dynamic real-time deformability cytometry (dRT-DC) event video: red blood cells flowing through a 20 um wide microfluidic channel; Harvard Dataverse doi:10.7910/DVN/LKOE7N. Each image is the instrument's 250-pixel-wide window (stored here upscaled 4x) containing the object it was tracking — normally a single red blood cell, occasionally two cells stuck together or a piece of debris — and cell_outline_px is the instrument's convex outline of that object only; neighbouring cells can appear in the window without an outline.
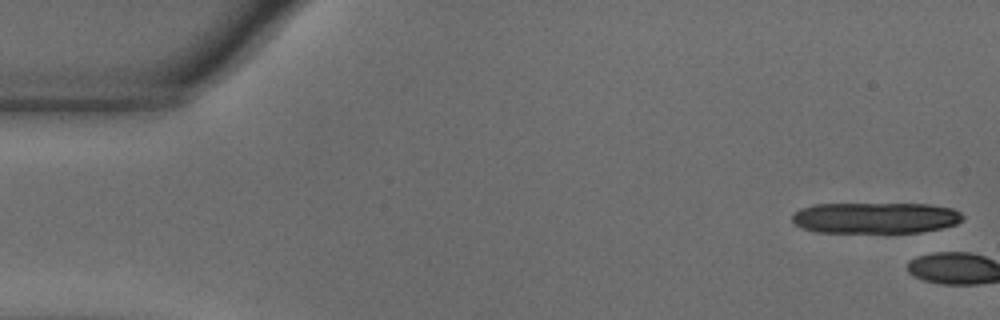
{"species": "common noctule bat (a hibernating species)", "species_latin": "Nyctalus noctula", "temperature_condition": "warm", "stored_images_in_passage": 3, "camera_frame_rate_fps": 3000, "um_per_image_px": 0.085, "animal": {"sex": "male", "body_mass_g": 18.8}, "frame": {"image": 1, "passage_image": 1, "time_ms": 0.0, "image_size_px": [1000, 320], "cell_outline_px": [[964, 216], [956, 224], [940, 228], [920, 232], [884, 236], [816, 232], [800, 228], [792, 220], [792, 216], [800, 208], [812, 204], [928, 204], [952, 208], [960, 212]], "centroid_in_image_um": [74.37, 18.57], "position_along_channel_um": 10.6, "area_um2": 32.31}}